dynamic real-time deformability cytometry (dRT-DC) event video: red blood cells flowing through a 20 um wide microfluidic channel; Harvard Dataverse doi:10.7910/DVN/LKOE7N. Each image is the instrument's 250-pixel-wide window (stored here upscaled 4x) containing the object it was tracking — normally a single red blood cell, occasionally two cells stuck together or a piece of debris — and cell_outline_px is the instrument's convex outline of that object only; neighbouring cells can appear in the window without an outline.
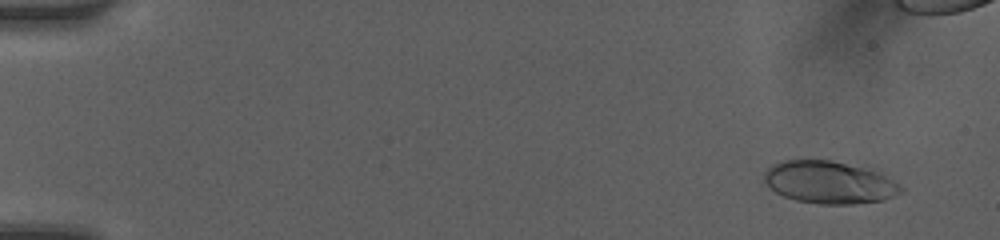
{"species": "human", "species_latin": "Homo sapiens", "temperature_condition": "room temperature", "stored_images_in_passage": 45, "camera_frame_rate_fps": 3000, "um_per_image_px": 0.085, "donor": {"sex": "female"}, "frame": {"image": 1, "passage_image": 4, "time_ms": 1.0, "image_size_px": [1000, 240], "cell_outline_px": [[904, 192], [884, 200], [852, 204], [820, 204], [796, 200], [784, 196], [776, 192], [764, 180], [764, 172], [772, 164], [784, 160], [828, 160], [864, 168], [880, 172], [900, 184], [904, 188]], "centroid_in_image_um": [70.52, 15.51], "position_along_channel_um": 14.5, "area_um2": 33.7}}
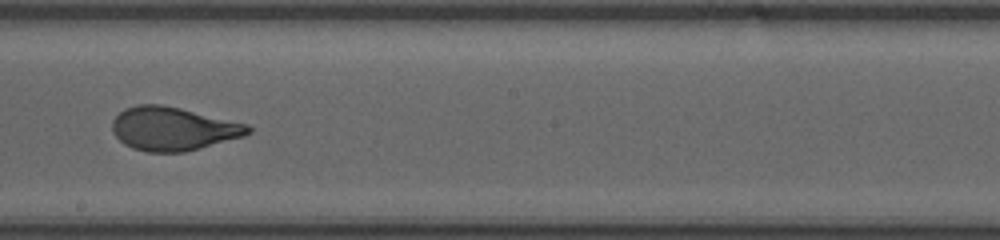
{"frame": {"image": 2, "passage_image": 30, "time_ms": 9.667, "image_size_px": [1000, 240], "cell_outline_px": [[252, 132], [244, 136], [200, 148], [184, 152], [148, 152], [132, 148], [124, 144], [112, 132], [112, 120], [124, 108], [136, 104], [160, 104], [180, 108], [248, 124], [252, 128]], "centroid_in_image_um": [14.7, 10.94], "position_along_channel_um": 233.5, "area_um2": 34.45}}
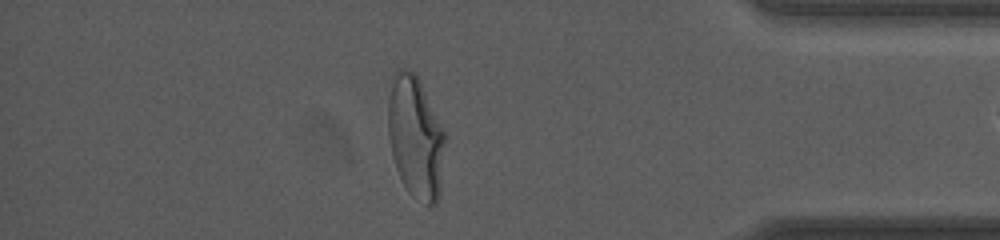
{"frame": {"image": 3, "passage_image": 44, "time_ms": 14.333, "image_size_px": [1000, 240], "cell_outline_px": [[444, 140], [440, 192], [436, 204], [428, 204], [412, 196], [408, 192], [396, 168], [388, 136], [388, 100], [392, 76], [400, 68], [404, 68], [412, 72], [420, 80], [444, 132]], "centroid_in_image_um": [35.3, 11.65], "position_along_channel_um": 399.9, "area_um2": 39.94}}